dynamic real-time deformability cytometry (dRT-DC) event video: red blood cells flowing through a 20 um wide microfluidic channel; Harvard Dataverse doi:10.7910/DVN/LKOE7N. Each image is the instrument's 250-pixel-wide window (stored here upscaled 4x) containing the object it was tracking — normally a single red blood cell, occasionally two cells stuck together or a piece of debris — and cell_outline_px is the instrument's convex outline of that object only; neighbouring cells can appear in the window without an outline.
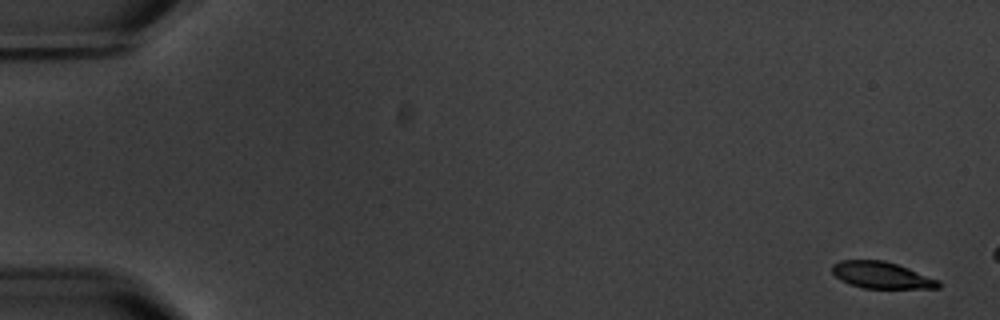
{"species": "common noctule bat (a hibernating species)", "species_latin": "Nyctalus noctula", "temperature_condition": "warm", "stored_images_in_passage": 4, "camera_frame_rate_fps": 3000, "um_per_image_px": 0.085, "animal": {"sex": "male", "body_mass_g": 20.1, "forearm_length_mm": 53.5}, "frame": {"image": 1, "passage_image": 1, "time_ms": 0.0, "image_size_px": [1000, 320], "cell_outline_px": [[940, 288], [864, 288], [848, 284], [840, 280], [832, 272], [832, 264], [840, 260], [884, 260], [908, 268], [940, 280]], "centroid_in_image_um": [74.91, 23.39], "position_along_channel_um": 10.1, "area_um2": 16.53}}